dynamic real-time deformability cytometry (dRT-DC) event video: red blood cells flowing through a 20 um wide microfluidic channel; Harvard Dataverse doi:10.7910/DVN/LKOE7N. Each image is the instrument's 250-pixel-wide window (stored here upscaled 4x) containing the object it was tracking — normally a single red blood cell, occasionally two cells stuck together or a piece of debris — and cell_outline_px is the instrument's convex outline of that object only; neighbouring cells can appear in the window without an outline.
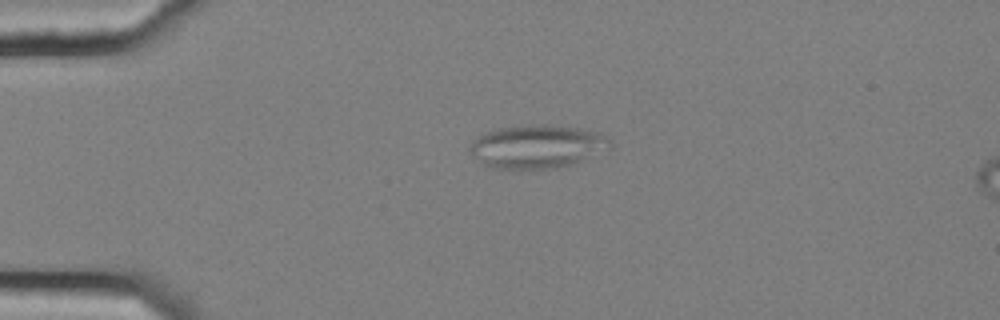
{"species": "common noctule bat (a hibernating species)", "species_latin": "Nyctalus noctula", "temperature_condition": "cold", "stored_images_in_passage": 45, "camera_frame_rate_fps": 3000, "um_per_image_px": 0.085, "animal": {"sex": "female", "body_mass_g": 25.1}, "frame": {"image": 1, "passage_image": 3, "time_ms": 0.667, "image_size_px": [1000, 320], "cell_outline_px": [[612, 148], [580, 160], [556, 168], [488, 168], [472, 156], [468, 152], [468, 148], [472, 140], [496, 128], [528, 124], [548, 124], [580, 128], [600, 132], [608, 136], [612, 144]], "centroid_in_image_um": [45.64, 12.43], "position_along_channel_um": 39.4, "area_um2": 35.6}}
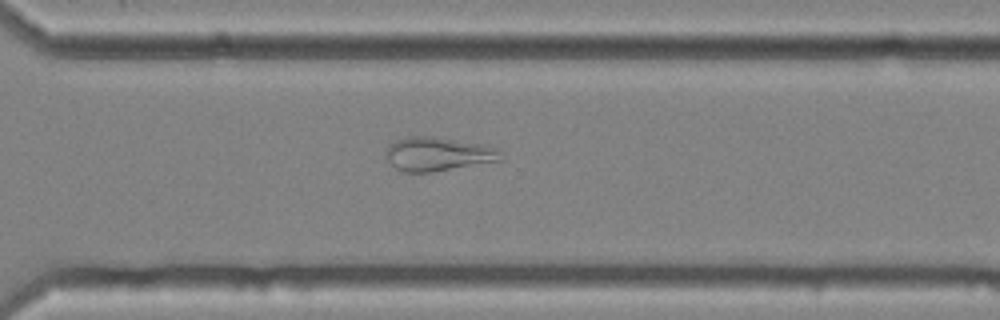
{"frame": {"image": 2, "passage_image": 30, "time_ms": 9.667, "image_size_px": [1000, 320], "cell_outline_px": [[500, 160], [428, 172], [400, 172], [384, 156], [384, 148], [388, 144], [396, 140], [408, 136], [432, 136], [488, 144], [496, 148], [500, 152]], "centroid_in_image_um": [37.15, 13.06], "position_along_channel_um": 333.5, "area_um2": 22.72}}
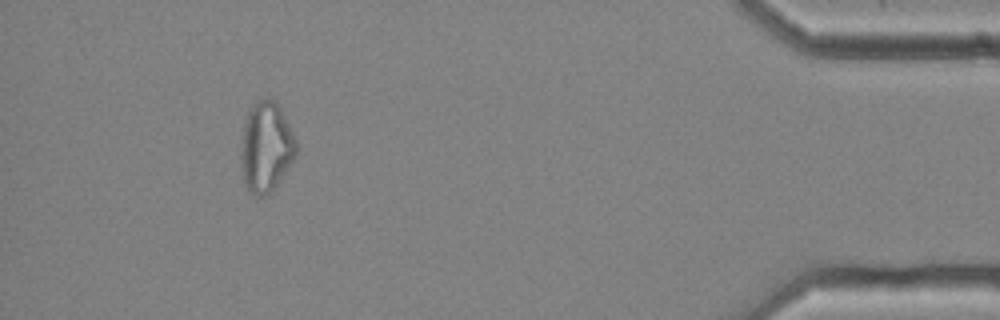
{"frame": {"image": 3, "passage_image": 41, "time_ms": 13.333, "image_size_px": [1000, 320], "cell_outline_px": [[296, 156], [280, 180], [264, 196], [256, 196], [244, 184], [240, 164], [240, 152], [244, 120], [252, 104], [268, 96], [276, 100], [296, 140]], "centroid_in_image_um": [22.59, 12.46], "position_along_channel_um": 412.6, "area_um2": 29.02}, "authors_computed_cell_mechanics": {"area_um2": 25.9522, "velocity_mm_per_s": 3.659, "shape_relaxation_time_tau1_ms": null, "shape_relaxation_time_tau2_ms": 2.6976, "deformation_change_tau1": null, "deformation_change_tau2": 0.113}}